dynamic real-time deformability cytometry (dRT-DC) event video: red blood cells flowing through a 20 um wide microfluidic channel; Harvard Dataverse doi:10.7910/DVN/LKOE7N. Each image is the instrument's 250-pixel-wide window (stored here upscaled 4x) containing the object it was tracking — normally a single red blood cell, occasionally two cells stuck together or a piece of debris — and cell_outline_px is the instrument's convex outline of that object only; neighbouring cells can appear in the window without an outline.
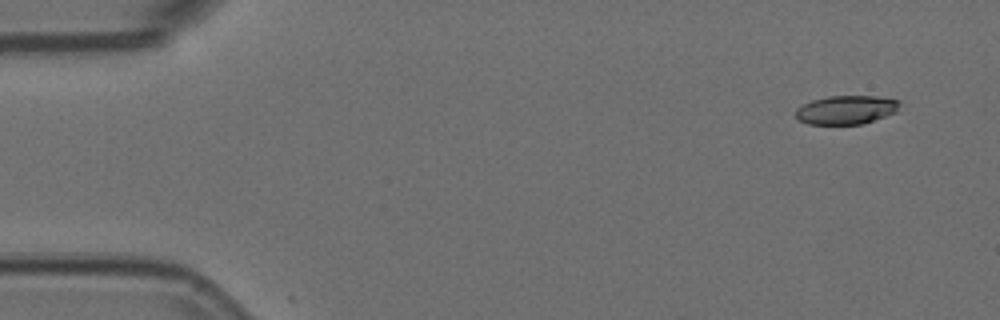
{"species": "Egyptian fruit bat (a non-hibernating species)", "species_latin": "Rousettus aegyptiacus", "temperature_condition": "room temperature", "stored_images_in_passage": 7, "camera_frame_rate_fps": 3000, "um_per_image_px": 0.085, "animal": {"sex": "female"}, "frame": {"image": 1, "passage_image": 1, "time_ms": 0.0, "image_size_px": [1000, 320], "cell_outline_px": [[900, 104], [896, 112], [864, 124], [808, 124], [800, 120], [796, 116], [796, 108], [812, 100], [828, 96], [876, 96], [900, 100]], "centroid_in_image_um": [71.95, 9.33], "position_along_channel_um": 13.1, "area_um2": 17.4}}